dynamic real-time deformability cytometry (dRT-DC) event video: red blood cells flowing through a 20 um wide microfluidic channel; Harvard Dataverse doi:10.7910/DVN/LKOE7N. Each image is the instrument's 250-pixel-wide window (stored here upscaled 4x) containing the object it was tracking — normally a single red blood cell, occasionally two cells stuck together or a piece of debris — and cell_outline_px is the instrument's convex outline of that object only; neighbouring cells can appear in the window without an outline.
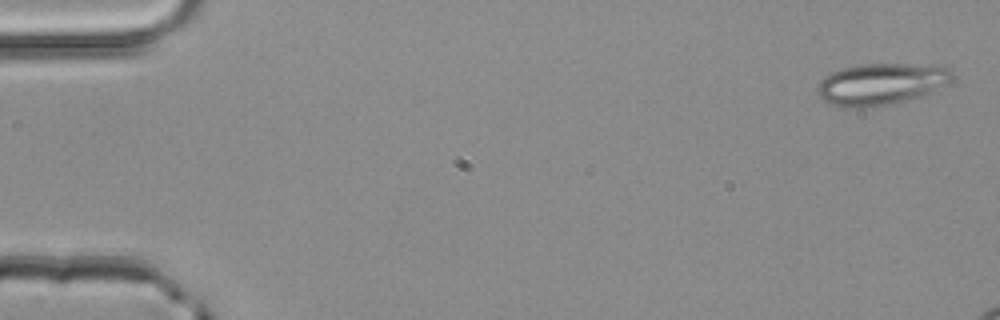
{"species": "common noctule bat (a hibernating species)", "species_latin": "Nyctalus noctula", "temperature_condition": "room temperature", "stored_images_in_passage": 4, "camera_frame_rate_fps": 3000, "um_per_image_px": 0.085, "animal": {"sex": "male", "body_mass_g": 20.4}, "frame": {"image": 1, "passage_image": 1, "time_ms": 0.0, "image_size_px": [1000, 320], "cell_outline_px": [[948, 80], [944, 84], [932, 92], [920, 96], [888, 104], [860, 108], [840, 108], [824, 100], [816, 92], [816, 84], [824, 76], [832, 72], [844, 68], [860, 64], [944, 64], [948, 68]], "centroid_in_image_um": [74.81, 7.13], "position_along_channel_um": 10.2, "area_um2": 32.54}}